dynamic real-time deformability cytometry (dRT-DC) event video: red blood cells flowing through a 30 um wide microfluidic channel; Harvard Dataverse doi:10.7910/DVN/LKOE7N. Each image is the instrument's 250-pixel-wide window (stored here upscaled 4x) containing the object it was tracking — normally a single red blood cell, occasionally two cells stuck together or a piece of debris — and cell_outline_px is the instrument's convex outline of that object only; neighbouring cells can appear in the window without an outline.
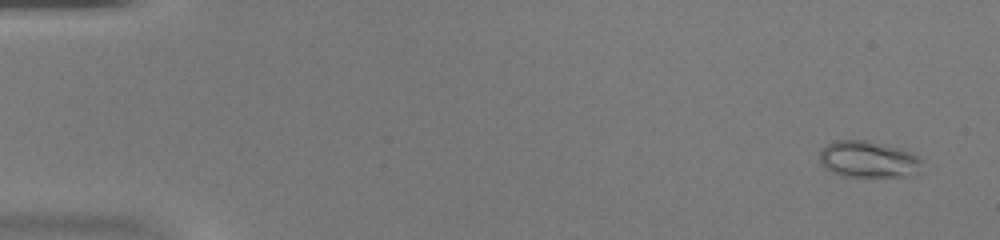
{"species": "common noctule bat (a hibernating species)", "species_latin": "Nyctalus noctula", "temperature_condition": "warm", "stored_images_in_passage": 47, "camera_frame_rate_fps": 3000, "um_per_image_px": 0.085, "animal": {"sex": "female", "body_mass_g": 20.0, "forearm_length_mm": 54.0}, "frame": {"image": 1, "passage_image": 3, "time_ms": 0.667, "image_size_px": [1000, 240], "cell_outline_px": [[924, 172], [908, 176], [844, 176], [832, 172], [824, 168], [820, 164], [820, 152], [828, 144], [836, 140], [868, 140], [900, 148], [924, 160]], "centroid_in_image_um": [73.87, 13.55], "position_along_channel_um": 11.1, "area_um2": 22.08}}
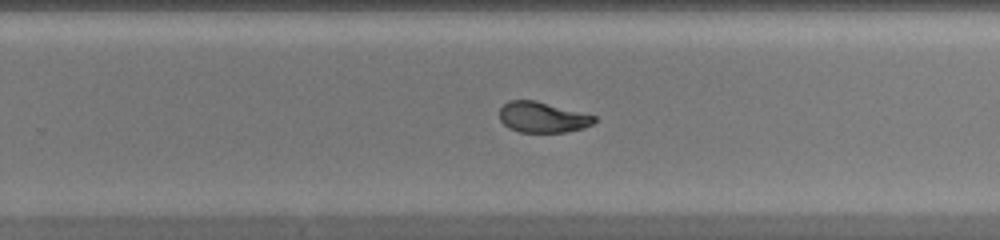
{"frame": {"image": 2, "passage_image": 31, "time_ms": 10.0, "image_size_px": [1000, 240], "cell_outline_px": [[596, 120], [592, 124], [584, 128], [564, 132], [520, 132], [508, 128], [500, 120], [500, 108], [508, 100], [532, 100], [596, 116]], "centroid_in_image_um": [46.09, 9.98], "position_along_channel_um": 283.7, "area_um2": 16.7}}
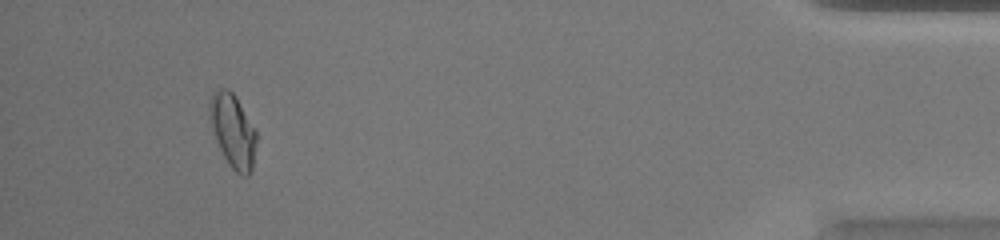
{"frame": {"image": 3, "passage_image": 44, "time_ms": 14.333, "image_size_px": [1000, 240], "cell_outline_px": [[256, 144], [252, 172], [248, 176], [240, 176], [228, 164], [216, 140], [208, 116], [208, 100], [212, 92], [216, 88], [228, 88], [236, 96], [256, 132]], "centroid_in_image_um": [19.77, 11.1], "position_along_channel_um": 415.4, "area_um2": 20.29}}